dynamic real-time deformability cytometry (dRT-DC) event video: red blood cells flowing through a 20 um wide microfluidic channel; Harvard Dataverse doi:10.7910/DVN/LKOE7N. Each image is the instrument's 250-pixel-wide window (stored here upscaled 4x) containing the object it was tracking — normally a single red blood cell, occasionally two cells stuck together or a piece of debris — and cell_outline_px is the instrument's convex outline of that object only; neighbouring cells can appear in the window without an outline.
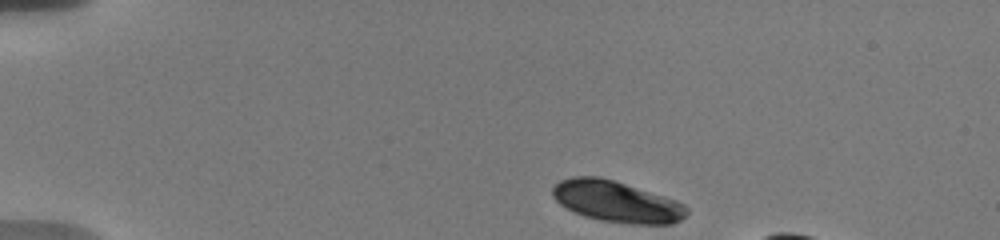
{"species": "human", "species_latin": "Homo sapiens", "temperature_condition": "warm", "stored_images_in_passage": 46, "camera_frame_rate_fps": 3000, "um_per_image_px": 0.085, "donor": {"sex": "male"}, "frame": {"image": 1, "passage_image": 1, "time_ms": 0.0, "image_size_px": [1000, 240], "cell_outline_px": [[688, 212], [680, 220], [672, 224], [628, 224], [600, 220], [584, 216], [560, 204], [552, 196], [552, 188], [560, 180], [572, 176], [600, 176], [664, 196], [676, 200], [684, 204], [688, 208]], "centroid_in_image_um": [52.41, 17.13], "position_along_channel_um": 32.6, "area_um2": 32.14}}
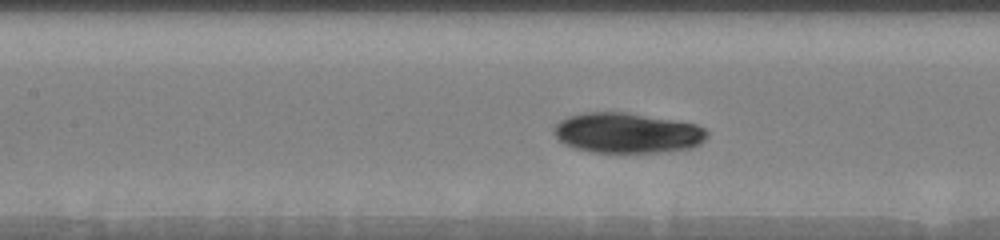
{"frame": {"image": 2, "passage_image": 17, "time_ms": 5.333, "image_size_px": [1000, 240], "cell_outline_px": [[708, 136], [700, 144], [692, 148], [660, 152], [592, 152], [576, 148], [564, 144], [552, 132], [556, 124], [560, 120], [568, 116], [584, 112], [628, 112], [696, 124], [704, 128], [708, 132]], "centroid_in_image_um": [53.32, 11.29], "position_along_channel_um": 154.1, "area_um2": 36.01}}
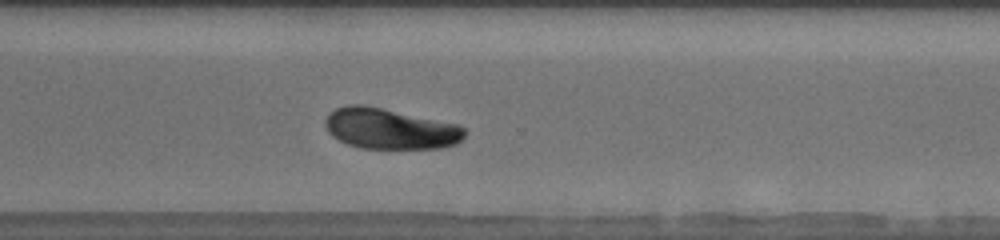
{"frame": {"image": 3, "passage_image": 32, "time_ms": 10.333, "image_size_px": [1000, 240], "cell_outline_px": [[468, 132], [456, 144], [444, 148], [360, 148], [348, 144], [332, 136], [328, 132], [324, 124], [324, 120], [336, 108], [348, 104], [364, 104], [460, 124]], "centroid_in_image_um": [33.18, 10.93], "position_along_channel_um": 337.4, "area_um2": 33.29}, "authors_computed_cell_mechanics": {"area_um2": 34.2754, "velocity_mm_per_s": 3.6716, "shape_relaxation_time_tau1_ms": 3.3111, "shape_relaxation_time_tau2_ms": null, "deformation_change_tau1": 0.0908, "deformation_change_tau2": null}}